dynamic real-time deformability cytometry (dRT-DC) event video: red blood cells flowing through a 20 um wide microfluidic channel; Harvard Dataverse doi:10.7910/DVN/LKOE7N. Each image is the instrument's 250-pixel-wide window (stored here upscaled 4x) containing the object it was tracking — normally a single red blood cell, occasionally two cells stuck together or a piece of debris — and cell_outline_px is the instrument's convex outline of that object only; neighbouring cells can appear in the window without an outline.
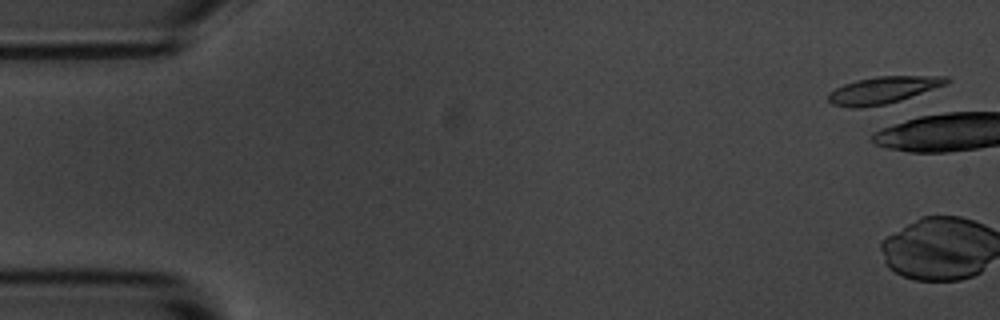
{"species": "common noctule bat (a hibernating species)", "species_latin": "Nyctalus noctula", "temperature_condition": "room temperature", "stored_images_in_passage": 6, "camera_frame_rate_fps": 3000, "um_per_image_px": 0.085, "animal": {"sex": "male", "body_mass_g": 20.1, "forearm_length_mm": 53.5}, "frame": {"image": 1, "passage_image": 1, "time_ms": 0.0, "image_size_px": [1000, 320], "cell_outline_px": [[948, 80], [944, 84], [900, 100], [884, 104], [860, 108], [852, 108], [832, 104], [828, 100], [828, 92], [844, 84], [856, 80], [876, 76], [948, 76]], "centroid_in_image_um": [74.97, 7.65], "position_along_channel_um": 10.0, "area_um2": 18.21}}